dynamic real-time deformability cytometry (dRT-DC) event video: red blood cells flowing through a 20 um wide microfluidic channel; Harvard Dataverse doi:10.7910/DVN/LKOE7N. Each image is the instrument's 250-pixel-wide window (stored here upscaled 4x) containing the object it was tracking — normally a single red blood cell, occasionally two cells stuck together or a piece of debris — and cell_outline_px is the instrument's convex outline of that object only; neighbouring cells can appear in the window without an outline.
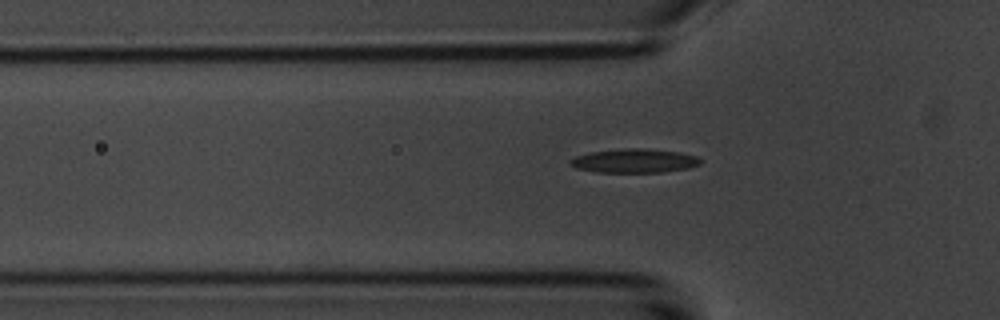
{"species": "common noctule bat (a hibernating species)", "species_latin": "Nyctalus noctula", "temperature_condition": "room temperature", "stored_images_in_passage": 9, "camera_frame_rate_fps": 3000, "um_per_image_px": 0.085, "animal": {"sex": "male", "body_mass_g": 20.1, "forearm_length_mm": 53.5}, "frame": {"image": 1, "passage_image": 6, "time_ms": 6.667, "image_size_px": [1000, 320], "cell_outline_px": [[704, 160], [700, 164], [688, 168], [660, 172], [596, 172], [576, 168], [568, 164], [568, 160], [576, 156], [592, 152], [624, 148], [644, 148], [680, 152], [696, 156]], "centroid_in_image_um": [53.92, 13.66], "position_along_channel_um": 71.9, "area_um2": 18.21}}
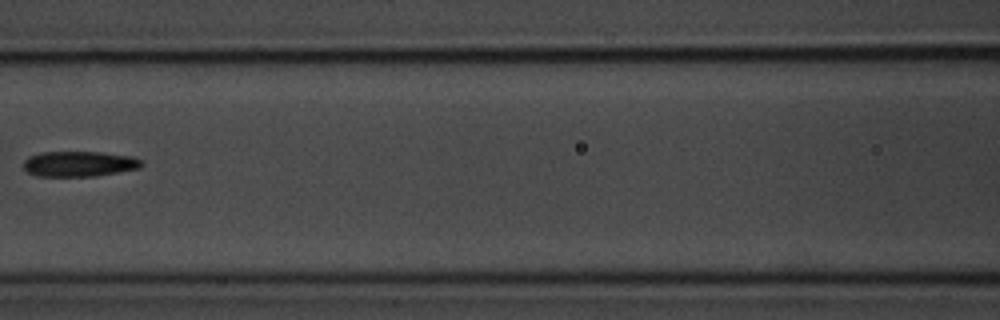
{"frame": {"image": 2, "passage_image": 8, "time_ms": 9.0, "image_size_px": [1000, 320], "cell_outline_px": [[144, 164], [140, 168], [96, 176], [36, 176], [28, 172], [24, 168], [24, 160], [28, 156], [44, 152], [100, 152], [132, 156], [140, 160]], "centroid_in_image_um": [6.73, 13.93], "position_along_channel_um": 159.9, "area_um2": 17.46}}
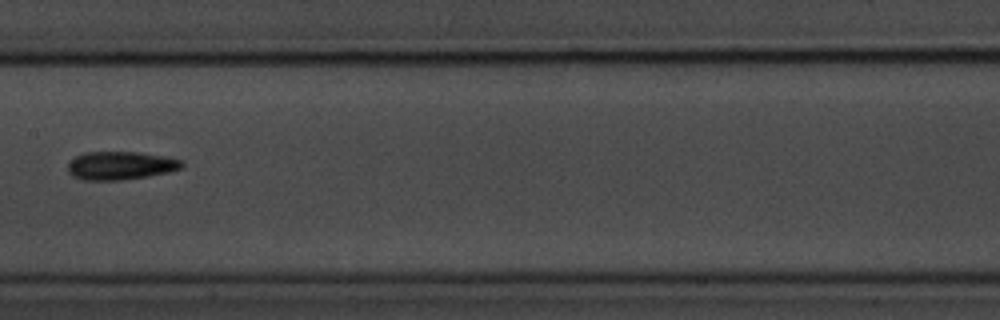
{"frame": {"image": 3, "passage_image": 9, "time_ms": 10.0, "image_size_px": [1000, 320], "cell_outline_px": [[184, 168], [168, 172], [148, 176], [120, 180], [84, 180], [72, 176], [68, 172], [68, 164], [76, 156], [84, 152], [136, 152], [160, 156], [180, 160], [184, 164]], "centroid_in_image_um": [10.22, 14.08], "position_along_channel_um": 197.2, "area_um2": 18.61}}